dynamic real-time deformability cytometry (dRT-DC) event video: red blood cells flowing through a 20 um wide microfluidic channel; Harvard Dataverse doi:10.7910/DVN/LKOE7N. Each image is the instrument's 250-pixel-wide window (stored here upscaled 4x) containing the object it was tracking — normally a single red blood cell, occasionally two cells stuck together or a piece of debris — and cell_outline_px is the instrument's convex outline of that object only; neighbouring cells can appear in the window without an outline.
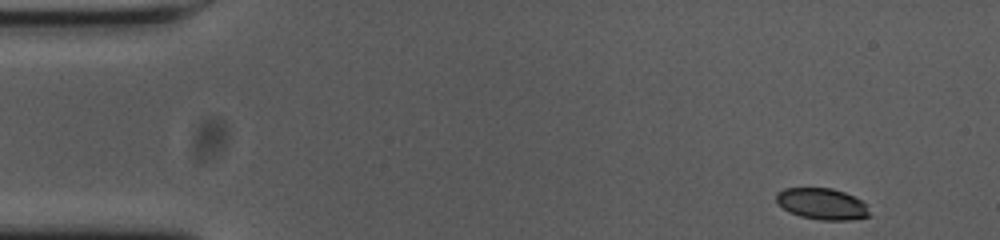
{"species": "common noctule bat (a hibernating species)", "species_latin": "Nyctalus noctula", "temperature_condition": "cold", "stored_images_in_passage": 52, "camera_frame_rate_fps": 3000, "um_per_image_px": 0.085, "animal": {"sex": "female", "body_mass_g": 23.0, "forearm_length_mm": 53.4}, "frame": {"image": 1, "passage_image": 1, "time_ms": 0.0, "image_size_px": [1000, 240], "cell_outline_px": [[872, 216], [852, 220], [820, 220], [800, 216], [788, 212], [776, 204], [776, 192], [784, 188], [832, 188], [844, 192], [860, 200], [864, 204]], "centroid_in_image_um": [69.83, 17.34], "position_along_channel_um": 15.2, "area_um2": 17.17}}
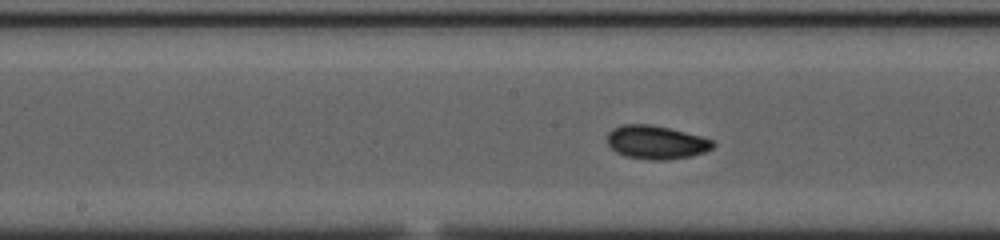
{"frame": {"image": 2, "passage_image": 24, "time_ms": 7.667, "image_size_px": [1000, 240], "cell_outline_px": [[716, 144], [712, 148], [704, 152], [688, 156], [664, 160], [652, 160], [624, 156], [616, 152], [608, 144], [608, 132], [612, 128], [624, 124], [652, 124], [716, 140]], "centroid_in_image_um": [55.77, 12.09], "position_along_channel_um": 192.4, "area_um2": 20.58}}
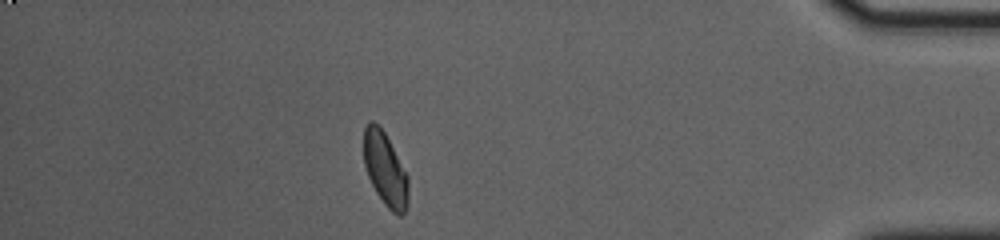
{"frame": {"image": 3, "passage_image": 45, "time_ms": 14.667, "image_size_px": [1000, 240], "cell_outline_px": [[408, 204], [404, 212], [400, 216], [392, 212], [384, 204], [376, 192], [368, 176], [364, 164], [364, 128], [368, 120], [372, 120], [384, 132], [408, 176]], "centroid_in_image_um": [32.74, 14.4], "position_along_channel_um": 402.5, "area_um2": 18.9}, "authors_computed_cell_mechanics": {"area_um2": 19.1896, "velocity_mm_per_s": 3.6785, "shape_relaxation_time_tau1_ms": 4.227, "shape_relaxation_time_tau2_ms": 2.1234, "deformation_change_tau1": 0.138, "deformation_change_tau2": 0.0537}}